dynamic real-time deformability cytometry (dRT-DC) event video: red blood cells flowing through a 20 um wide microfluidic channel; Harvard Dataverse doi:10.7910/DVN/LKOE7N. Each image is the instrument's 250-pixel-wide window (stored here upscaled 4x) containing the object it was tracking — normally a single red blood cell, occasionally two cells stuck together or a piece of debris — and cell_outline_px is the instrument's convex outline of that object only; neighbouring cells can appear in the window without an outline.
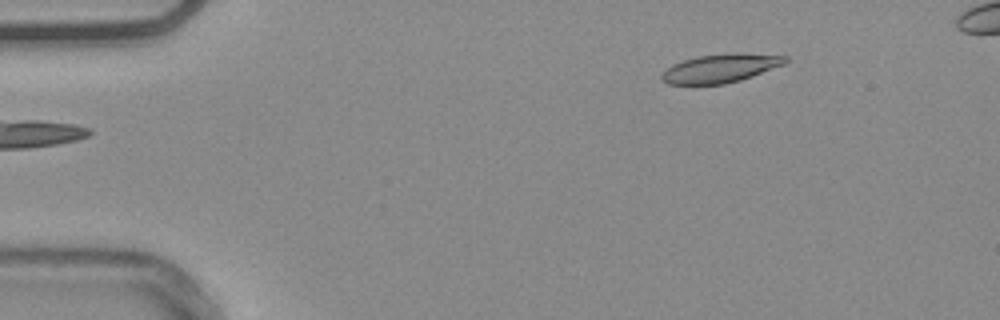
{"species": "common noctule bat (a hibernating species)", "species_latin": "Nyctalus noctula", "temperature_condition": "warm", "stored_images_in_passage": 46, "camera_frame_rate_fps": 3000, "um_per_image_px": 0.085, "animal": {"sex": "male", "body_mass_g": 20.4}, "frame": {"image": 1, "passage_image": 1, "time_ms": 0.0, "image_size_px": [1000, 320], "cell_outline_px": [[788, 60], [784, 64], [752, 76], [740, 80], [724, 84], [668, 84], [660, 80], [660, 76], [672, 64], [696, 56], [732, 52], [740, 52], [788, 56]], "centroid_in_image_um": [61.25, 5.79], "position_along_channel_um": 23.8, "area_um2": 20.69}}
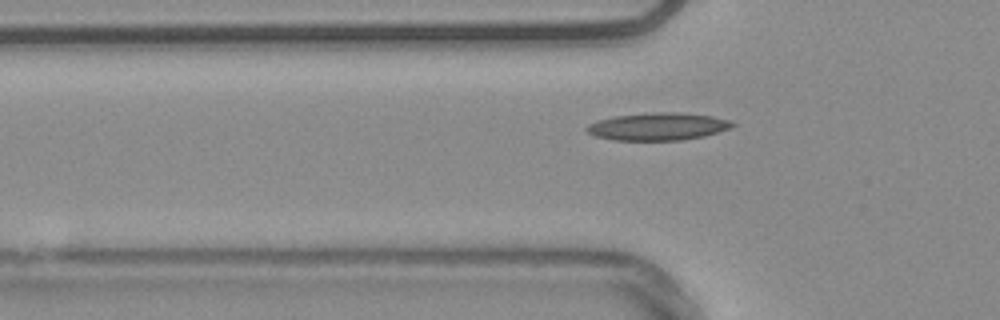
{"frame": {"image": 2, "passage_image": 11, "time_ms": 3.333, "image_size_px": [1000, 320], "cell_outline_px": [[736, 124], [732, 128], [704, 136], [684, 140], [616, 140], [596, 136], [588, 132], [584, 128], [588, 124], [596, 120], [616, 116], [652, 112], [680, 112], [712, 116], [732, 120]], "centroid_in_image_um": [55.96, 10.75], "position_along_channel_um": 69.8, "area_um2": 23.52}}
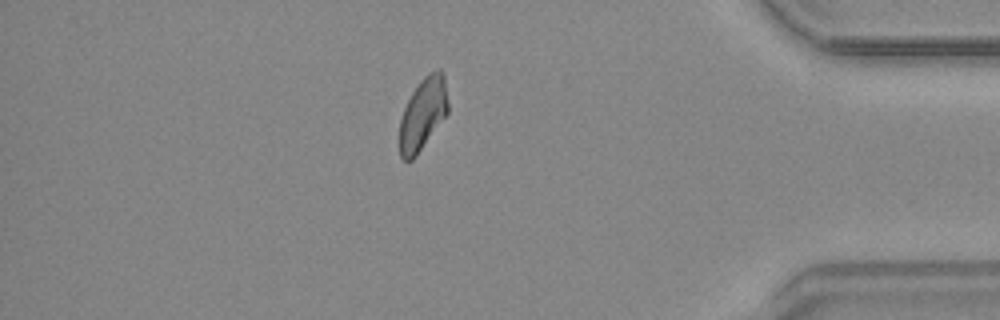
{"frame": {"image": 3, "passage_image": 40, "time_ms": 13.0, "image_size_px": [1000, 320], "cell_outline_px": [[448, 112], [416, 156], [412, 160], [404, 160], [400, 156], [400, 120], [404, 108], [412, 92], [420, 80], [428, 72], [436, 68], [440, 68], [444, 72], [448, 104]], "centroid_in_image_um": [35.96, 9.63], "position_along_channel_um": 399.2, "area_um2": 20.35}}